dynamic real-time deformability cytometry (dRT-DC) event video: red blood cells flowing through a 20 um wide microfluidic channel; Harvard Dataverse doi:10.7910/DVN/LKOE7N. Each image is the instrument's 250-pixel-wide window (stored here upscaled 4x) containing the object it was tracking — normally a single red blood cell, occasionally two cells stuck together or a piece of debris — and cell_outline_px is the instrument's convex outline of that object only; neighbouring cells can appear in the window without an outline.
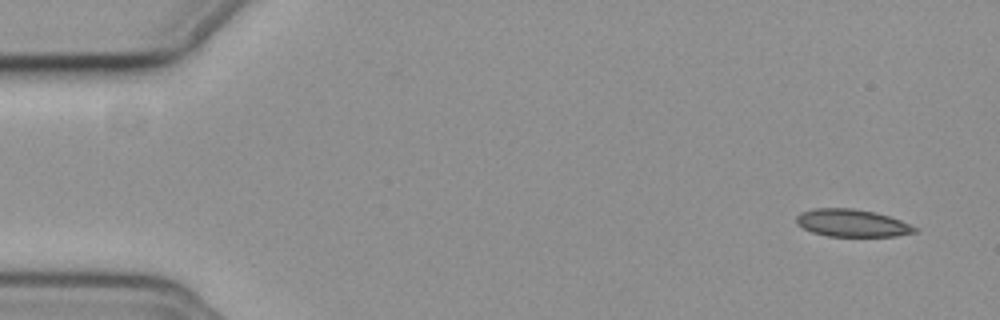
{"species": "common noctule bat (a hibernating species)", "species_latin": "Nyctalus noctula", "temperature_condition": "cold", "stored_images_in_passage": 9, "camera_frame_rate_fps": 3000, "um_per_image_px": 0.085, "animal": {"sex": "female", "body_mass_g": 19.3, "forearm_length_mm": 54.1}, "frame": {"image": 1, "passage_image": 1, "time_ms": 0.0, "image_size_px": [1000, 320], "cell_outline_px": [[916, 232], [896, 236], [828, 236], [812, 232], [796, 224], [796, 216], [800, 212], [816, 208], [852, 208], [872, 212], [888, 216], [900, 220], [916, 228]], "centroid_in_image_um": [72.37, 18.96], "position_along_channel_um": 12.6, "area_um2": 18.73}}